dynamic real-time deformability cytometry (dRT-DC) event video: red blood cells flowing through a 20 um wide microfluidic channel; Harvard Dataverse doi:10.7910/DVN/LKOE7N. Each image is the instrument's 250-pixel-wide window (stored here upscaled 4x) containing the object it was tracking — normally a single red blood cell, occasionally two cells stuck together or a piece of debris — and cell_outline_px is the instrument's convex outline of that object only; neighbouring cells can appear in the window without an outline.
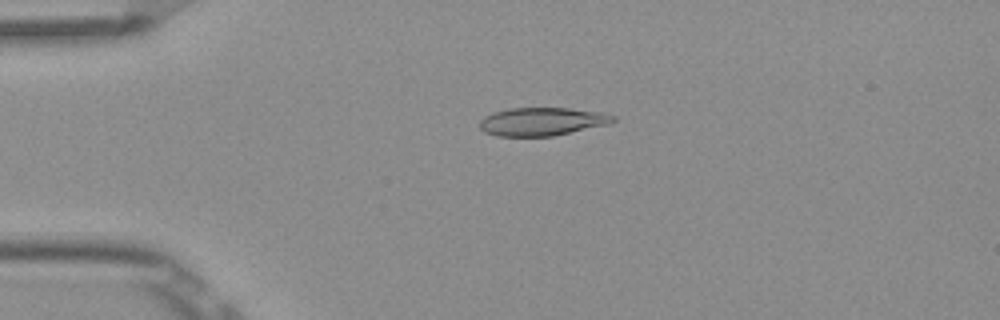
{"species": "Egyptian fruit bat (a non-hibernating species)", "species_latin": "Rousettus aegyptiacus", "temperature_condition": "room temperature", "stored_images_in_passage": 45, "camera_frame_rate_fps": 3000, "um_per_image_px": 0.085, "frame": {"image": 1, "passage_image": 5, "time_ms": 1.333, "image_size_px": [1000, 320], "cell_outline_px": [[616, 120], [608, 124], [552, 136], [496, 136], [484, 132], [480, 128], [480, 120], [484, 116], [492, 112], [508, 108], [568, 108], [604, 112], [616, 116]], "centroid_in_image_um": [46.06, 10.32], "position_along_channel_um": 38.9, "area_um2": 22.02}}
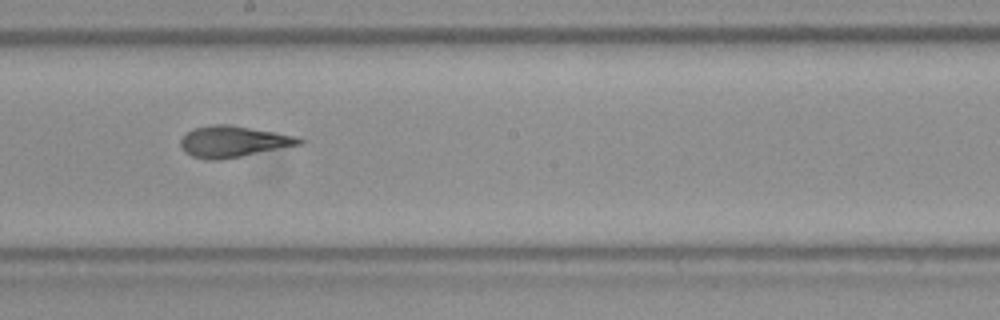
{"frame": {"image": 2, "passage_image": 22, "time_ms": 7.0, "image_size_px": [1000, 320], "cell_outline_px": [[304, 144], [220, 160], [208, 160], [192, 156], [184, 152], [180, 144], [180, 140], [188, 132], [196, 128], [212, 124], [228, 124], [300, 136], [304, 140]], "centroid_in_image_um": [19.87, 12.03], "position_along_channel_um": 228.3, "area_um2": 21.68}}
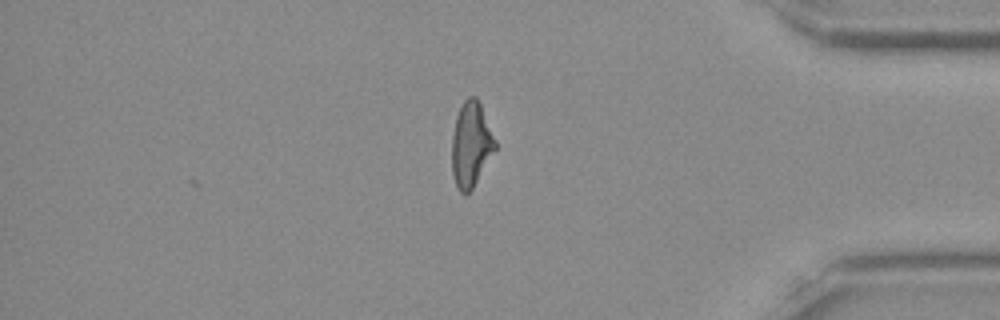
{"frame": {"image": 3, "passage_image": 37, "time_ms": 12.0, "image_size_px": [1000, 320], "cell_outline_px": [[496, 148], [472, 188], [464, 196], [460, 192], [452, 176], [452, 136], [456, 116], [464, 100], [468, 96], [476, 96], [480, 104], [496, 140]], "centroid_in_image_um": [40.02, 12.27], "position_along_channel_um": 395.2, "area_um2": 21.21}, "authors_computed_cell_mechanics": {"area_um2": 21.7328, "velocity_mm_per_s": 3.8908, "shape_relaxation_time_tau1_ms": 10.0455, "shape_relaxation_time_tau2_ms": 1.3733, "deformation_change_tau1": 0.2441, "deformation_change_tau2": 0.0729}}